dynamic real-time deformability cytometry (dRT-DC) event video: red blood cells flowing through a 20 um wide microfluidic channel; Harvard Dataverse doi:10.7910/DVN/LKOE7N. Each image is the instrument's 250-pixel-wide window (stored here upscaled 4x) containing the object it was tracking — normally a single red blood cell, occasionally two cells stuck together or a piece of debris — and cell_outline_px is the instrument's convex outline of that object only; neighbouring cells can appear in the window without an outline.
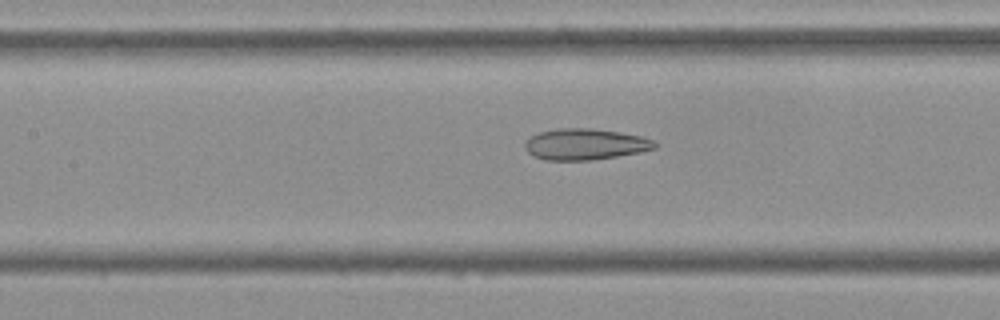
{"species": "Egyptian fruit bat (a non-hibernating species)", "species_latin": "Rousettus aegyptiacus", "temperature_condition": "cold", "stored_images_in_passage": 40, "camera_frame_rate_fps": 3000, "um_per_image_px": 0.085, "frame": {"image": 1, "passage_image": 10, "time_ms": 3.0, "image_size_px": [1000, 320], "cell_outline_px": [[656, 148], [640, 152], [592, 160], [544, 160], [532, 156], [524, 148], [524, 140], [540, 132], [556, 128], [592, 128], [620, 132], [640, 136], [652, 140], [656, 144]], "centroid_in_image_um": [49.68, 12.26], "position_along_channel_um": 157.7, "area_um2": 23.64}}
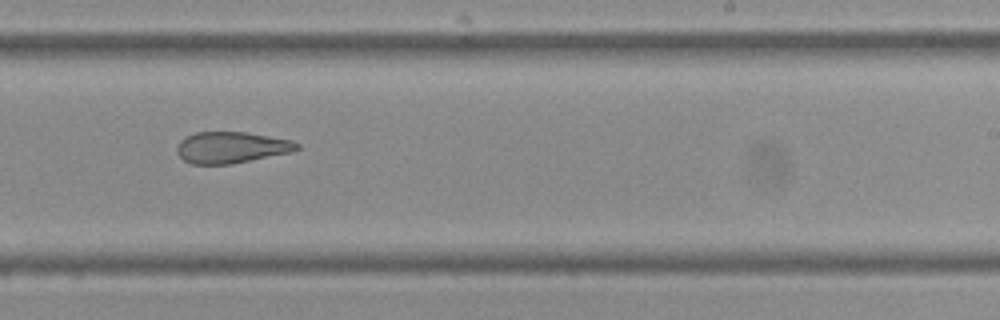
{"frame": {"image": 2, "passage_image": 19, "time_ms": 6.0, "image_size_px": [1000, 320], "cell_outline_px": [[300, 148], [292, 152], [232, 164], [192, 164], [184, 160], [176, 152], [176, 148], [180, 140], [196, 132], [244, 132], [292, 140], [300, 144]], "centroid_in_image_um": [19.67, 12.54], "position_along_channel_um": 269.3, "area_um2": 21.91}}
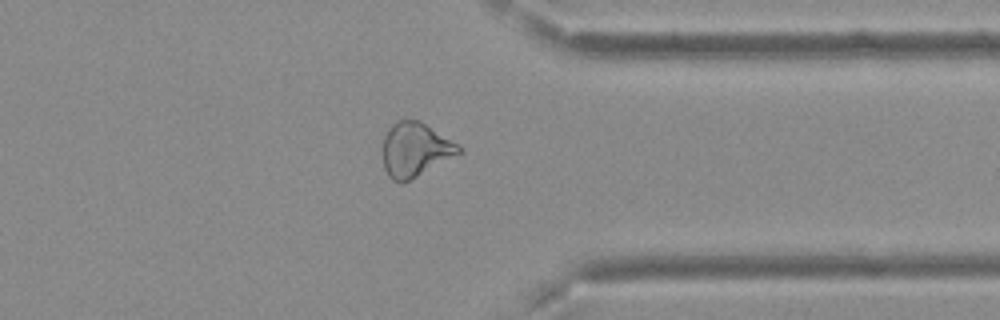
{"frame": {"image": 3, "passage_image": 28, "time_ms": 9.0, "image_size_px": [1000, 320], "cell_outline_px": [[464, 152], [400, 184], [392, 180], [388, 176], [384, 168], [384, 136], [388, 128], [396, 120], [420, 120], [460, 144], [464, 148]], "centroid_in_image_um": [35.33, 12.7], "position_along_channel_um": 376.1, "area_um2": 24.16}, "authors_computed_cell_mechanics": {"area_um2": 24.3049, "velocity_mm_per_s": 3.7327, "shape_relaxation_time_tau1_ms": null, "shape_relaxation_time_tau2_ms": 4.1868, "deformation_change_tau1": null, "deformation_change_tau2": 0.1182}}